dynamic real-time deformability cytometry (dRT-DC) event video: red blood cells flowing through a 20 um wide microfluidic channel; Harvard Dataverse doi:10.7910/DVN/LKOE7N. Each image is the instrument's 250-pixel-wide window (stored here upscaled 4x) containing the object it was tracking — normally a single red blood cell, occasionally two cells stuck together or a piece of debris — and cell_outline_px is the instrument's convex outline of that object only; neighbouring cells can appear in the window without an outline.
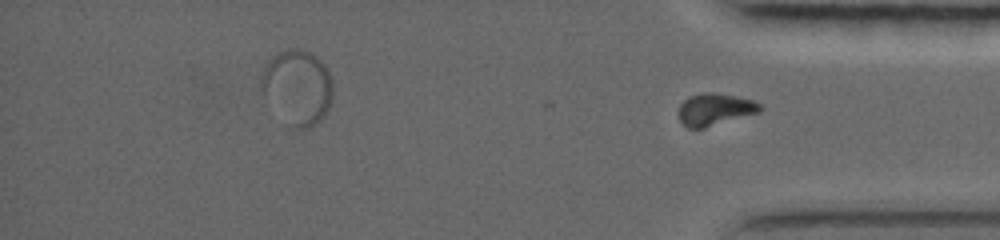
{"species": "common noctule bat (a hibernating species)", "species_latin": "Nyctalus noctula", "temperature_condition": "warm", "stored_images_in_passage": 69, "segment_of_instrument_passage": [2, 2], "camera_frame_rate_fps": 5000, "um_per_image_px": 0.085, "animal": {"sex": "female", "body_mass_g": 19.0, "forearm_length_mm": 56.7}, "frame": {"image": 1, "passage_image": 69, "time_ms": 16.6, "image_size_px": [1000, 240], "cell_outline_px": [[764, 108], [760, 112], [704, 128], [688, 128], [680, 120], [680, 104], [688, 96], [704, 92], [712, 92], [752, 100], [760, 104]], "centroid_in_image_um": [60.78, 9.3], "position_along_channel_um": 374.4, "area_um2": 15.03}}